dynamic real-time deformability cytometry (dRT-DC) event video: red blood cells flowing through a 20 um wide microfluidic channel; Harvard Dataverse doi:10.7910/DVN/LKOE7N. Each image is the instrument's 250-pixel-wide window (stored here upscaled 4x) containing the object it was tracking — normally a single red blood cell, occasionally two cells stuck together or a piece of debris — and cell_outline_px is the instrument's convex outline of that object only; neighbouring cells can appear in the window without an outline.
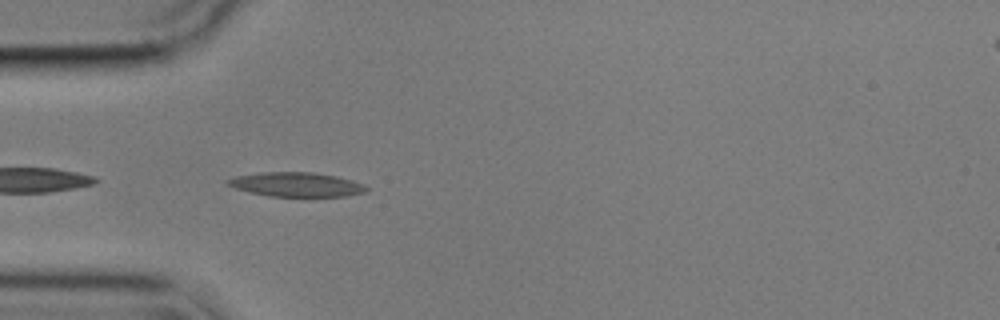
{"species": "common noctule bat (a hibernating species)", "species_latin": "Nyctalus noctula", "temperature_condition": "cold", "stored_images_in_passage": 41, "camera_frame_rate_fps": 3000, "um_per_image_px": 0.085, "animal": {"sex": "male", "body_mass_g": 17.9}, "frame": {"image": 1, "passage_image": 2, "time_ms": 0.333, "image_size_px": [1000, 320], "cell_outline_px": [[368, 188], [364, 192], [348, 196], [268, 196], [236, 188], [228, 184], [224, 180], [236, 176], [260, 172], [312, 172], [336, 176], [352, 180], [364, 184]], "centroid_in_image_um": [25.2, 15.67], "position_along_channel_um": 59.8, "area_um2": 19.48}}
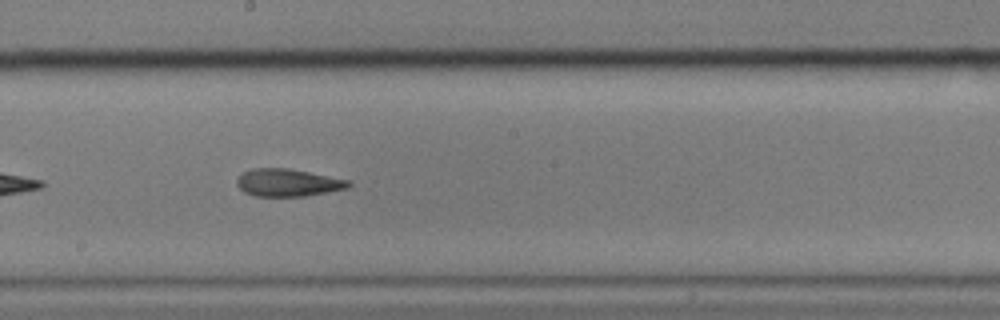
{"frame": {"image": 2, "passage_image": 16, "time_ms": 5.0, "image_size_px": [1000, 320], "cell_outline_px": [[352, 184], [348, 188], [308, 196], [256, 196], [244, 192], [236, 184], [236, 180], [244, 172], [252, 168], [288, 168], [352, 180]], "centroid_in_image_um": [24.51, 15.52], "position_along_channel_um": 223.7, "area_um2": 18.03}}
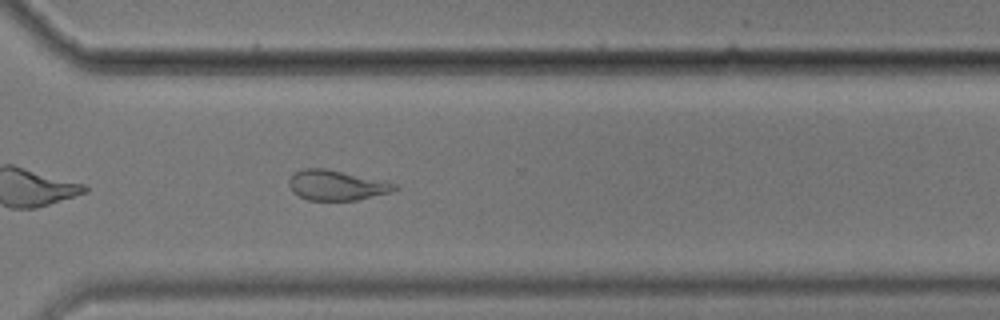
{"frame": {"image": 3, "passage_image": 26, "time_ms": 8.333, "image_size_px": [1000, 320], "cell_outline_px": [[400, 188], [392, 192], [356, 200], [308, 200], [292, 192], [288, 184], [288, 180], [296, 172], [304, 168], [324, 168], [396, 184]], "centroid_in_image_um": [28.58, 15.76], "position_along_channel_um": 342.0, "area_um2": 18.21}, "authors_computed_cell_mechanics": {"area_um2": 18.785, "velocity_mm_per_s": 3.5555, "shape_relaxation_time_tau1_ms": 11.3592, "shape_relaxation_time_tau2_ms": 3.1475, "deformation_change_tau1": 0.2636, "deformation_change_tau2": 0.1174}}